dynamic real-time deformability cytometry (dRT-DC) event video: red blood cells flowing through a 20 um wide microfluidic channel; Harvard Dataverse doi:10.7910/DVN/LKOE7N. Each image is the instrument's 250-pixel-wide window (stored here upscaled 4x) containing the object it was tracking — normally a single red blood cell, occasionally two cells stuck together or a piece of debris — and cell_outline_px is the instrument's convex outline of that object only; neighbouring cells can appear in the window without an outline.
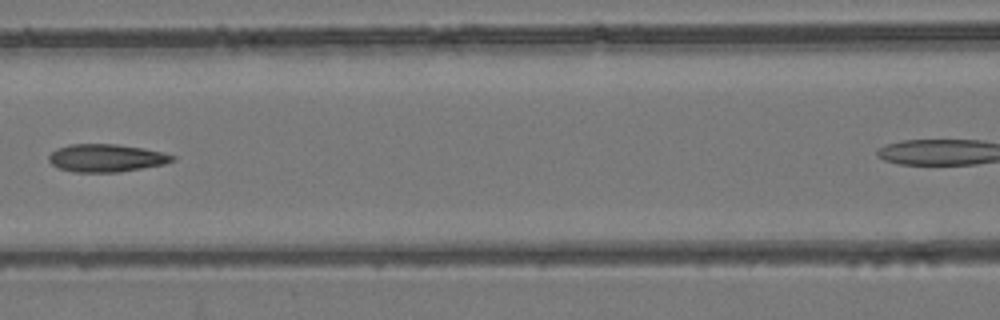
{"species": "common noctule bat (a hibernating species)", "species_latin": "Nyctalus noctula", "temperature_condition": "room temperature", "stored_images_in_passage": 7, "segment_of_instrument_passage": [1, 2], "camera_frame_rate_fps": 3000, "um_per_image_px": 0.085, "animal": {"sex": "female", "body_mass_g": 24.6, "forearm_length_mm": 56.2}, "frame": {"image": 1, "passage_image": 3, "time_ms": 2.333, "image_size_px": [1000, 320], "cell_outline_px": [[176, 160], [164, 164], [120, 172], [72, 172], [60, 168], [52, 164], [48, 160], [48, 156], [56, 148], [68, 144], [116, 144], [144, 148], [176, 156]], "centroid_in_image_um": [9.02, 13.43], "position_along_channel_um": 157.6, "area_um2": 20.06}}
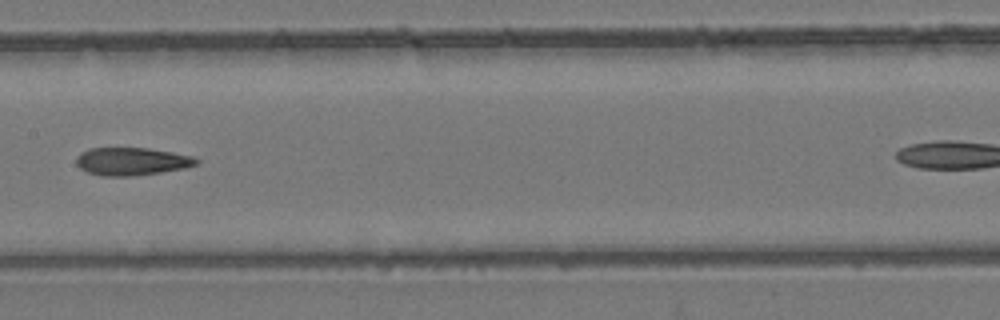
{"frame": {"image": 2, "passage_image": 4, "time_ms": 3.333, "image_size_px": [1000, 320], "cell_outline_px": [[200, 160], [196, 164], [184, 168], [160, 172], [132, 176], [100, 176], [88, 172], [80, 168], [76, 164], [76, 156], [80, 152], [88, 148], [148, 148], [172, 152], [192, 156]], "centroid_in_image_um": [11.15, 13.71], "position_along_channel_um": 196.2, "area_um2": 19.48}}
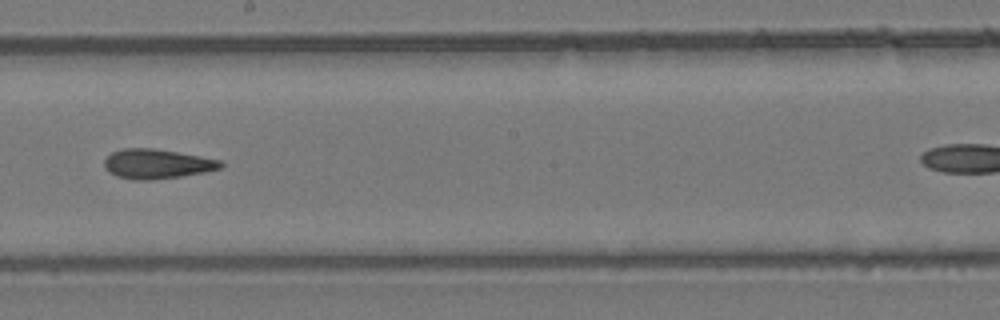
{"frame": {"image": 3, "passage_image": 5, "time_ms": 4.333, "image_size_px": [1000, 320], "cell_outline_px": [[224, 164], [220, 168], [204, 172], [180, 176], [152, 180], [132, 180], [116, 176], [108, 172], [104, 168], [104, 160], [112, 152], [120, 148], [152, 148], [200, 156], [220, 160]], "centroid_in_image_um": [13.28, 13.93], "position_along_channel_um": 234.9, "area_um2": 20.06}}